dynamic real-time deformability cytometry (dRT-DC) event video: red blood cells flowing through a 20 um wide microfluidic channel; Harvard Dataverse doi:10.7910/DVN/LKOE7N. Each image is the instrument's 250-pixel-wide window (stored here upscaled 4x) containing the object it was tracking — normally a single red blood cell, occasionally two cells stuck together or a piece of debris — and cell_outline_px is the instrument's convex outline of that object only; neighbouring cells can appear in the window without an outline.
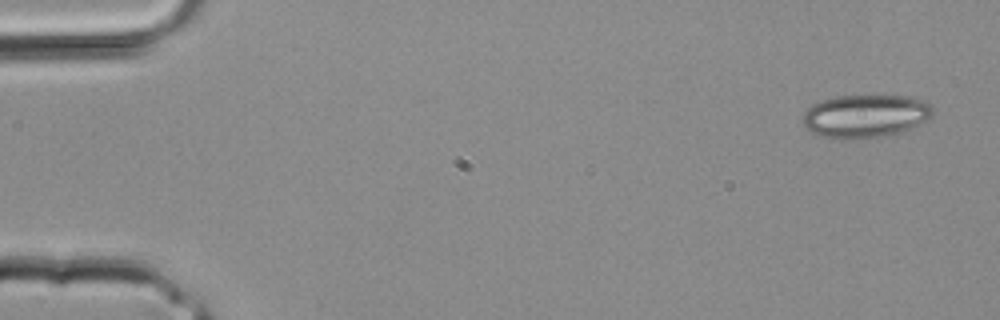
{"species": "common noctule bat (a hibernating species)", "species_latin": "Nyctalus noctula", "temperature_condition": "room temperature", "stored_images_in_passage": 3, "camera_frame_rate_fps": 3000, "um_per_image_px": 0.085, "animal": {"sex": "male", "body_mass_g": 20.4}, "frame": {"image": 1, "passage_image": 1, "time_ms": 0.0, "image_size_px": [1000, 320], "cell_outline_px": [[932, 116], [928, 120], [904, 132], [884, 136], [844, 140], [840, 140], [820, 136], [812, 132], [800, 120], [804, 112], [812, 104], [836, 96], [908, 96], [920, 100], [928, 104], [932, 108]], "centroid_in_image_um": [73.53, 9.89], "position_along_channel_um": 11.5, "area_um2": 32.83}}